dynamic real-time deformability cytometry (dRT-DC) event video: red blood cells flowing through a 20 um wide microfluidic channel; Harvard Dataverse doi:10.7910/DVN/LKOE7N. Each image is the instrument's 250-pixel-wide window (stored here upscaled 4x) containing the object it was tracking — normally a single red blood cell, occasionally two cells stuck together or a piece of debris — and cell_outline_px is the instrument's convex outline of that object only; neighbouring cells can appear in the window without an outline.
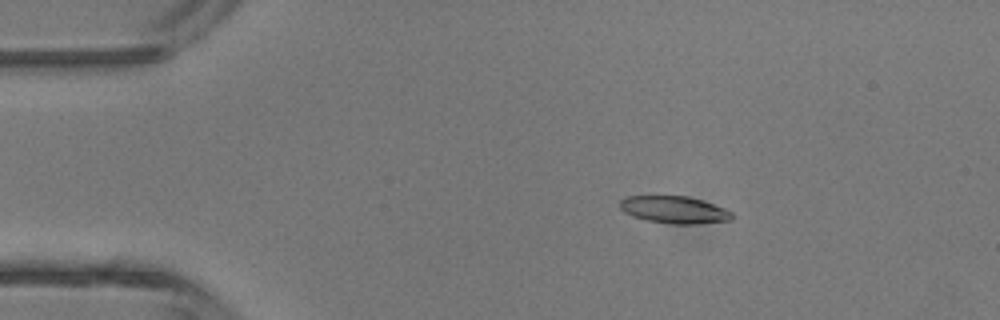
{"species": "common noctule bat (a hibernating species)", "species_latin": "Nyctalus noctula", "temperature_condition": "room temperature", "stored_images_in_passage": 5, "camera_frame_rate_fps": 3000, "um_per_image_px": 0.085, "animal": {"sex": "male", "body_mass_g": 13.3}, "frame": {"image": 1, "passage_image": 3, "time_ms": 0.667, "image_size_px": [1000, 320], "cell_outline_px": [[732, 220], [696, 224], [676, 224], [648, 220], [632, 216], [624, 212], [620, 208], [620, 200], [628, 196], [688, 196], [724, 208], [732, 212]], "centroid_in_image_um": [57.3, 17.83], "position_along_channel_um": 27.7, "area_um2": 17.57}}
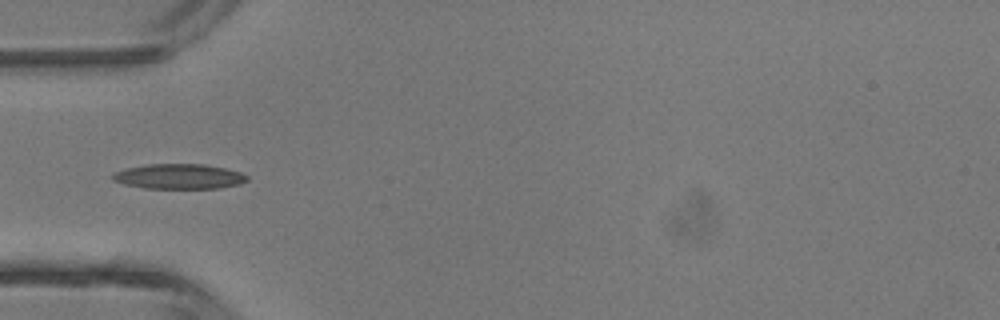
{"frame": {"image": 2, "passage_image": 5, "time_ms": 1.333, "image_size_px": [1000, 320], "cell_outline_px": [[248, 180], [240, 184], [220, 188], [144, 188], [124, 184], [112, 180], [112, 176], [116, 172], [128, 168], [148, 164], [204, 164], [224, 168], [240, 172], [248, 176]], "centroid_in_image_um": [15.24, 15.0], "position_along_channel_um": 69.8, "area_um2": 19.48}}